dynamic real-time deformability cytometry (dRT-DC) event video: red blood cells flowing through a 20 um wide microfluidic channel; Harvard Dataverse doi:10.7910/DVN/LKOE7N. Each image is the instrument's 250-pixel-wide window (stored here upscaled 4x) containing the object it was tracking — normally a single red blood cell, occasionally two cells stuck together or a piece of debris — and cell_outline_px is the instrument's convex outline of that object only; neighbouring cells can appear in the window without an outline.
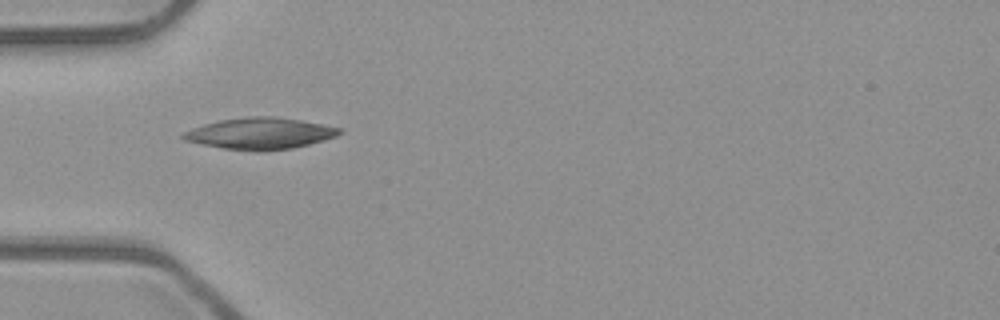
{"species": "common noctule bat (a hibernating species)", "species_latin": "Nyctalus noctula", "temperature_condition": "room temperature", "stored_images_in_passage": 8, "camera_frame_rate_fps": 3000, "um_per_image_px": 0.085, "animal": {"sex": "male", "body_mass_g": 23.1, "forearm_length_mm": 52.7}, "frame": {"image": 1, "passage_image": 5, "time_ms": 1.333, "image_size_px": [1000, 320], "cell_outline_px": [[340, 132], [336, 136], [324, 140], [292, 148], [256, 152], [220, 148], [200, 144], [184, 140], [180, 136], [184, 132], [192, 128], [204, 124], [220, 120], [248, 116], [276, 116], [300, 120], [340, 128]], "centroid_in_image_um": [22.05, 11.35], "position_along_channel_um": 63.0, "area_um2": 28.61}}
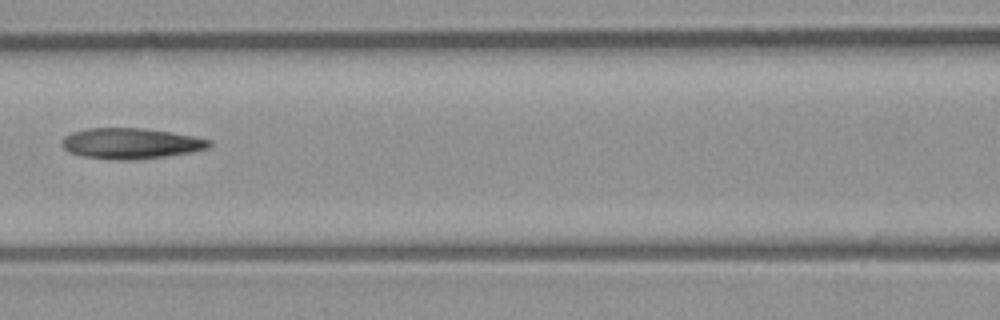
{"frame": {"image": 2, "passage_image": 7, "time_ms": 2.0, "image_size_px": [1000, 320], "cell_outline_px": [[212, 144], [208, 148], [188, 152], [164, 156], [132, 160], [120, 160], [80, 156], [68, 152], [60, 144], [60, 140], [64, 136], [72, 132], [88, 128], [144, 128], [192, 136], [212, 140]], "centroid_in_image_um": [11.05, 12.19], "position_along_channel_um": 155.5, "area_um2": 26.3}}
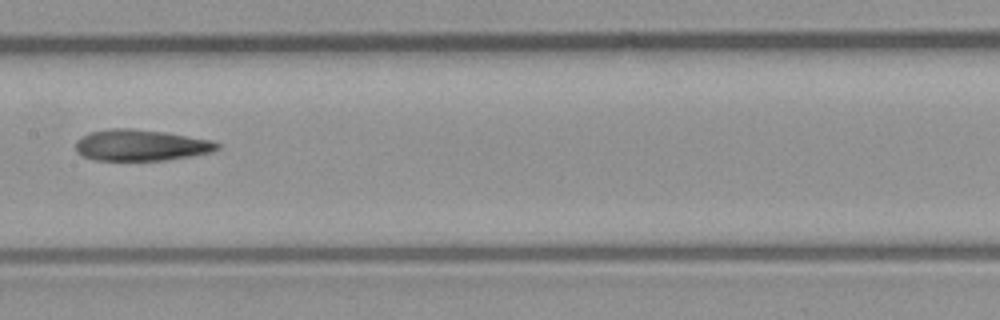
{"frame": {"image": 3, "passage_image": 8, "time_ms": 2.333, "image_size_px": [1000, 320], "cell_outline_px": [[220, 148], [212, 152], [164, 160], [96, 160], [84, 156], [76, 152], [76, 140], [80, 136], [88, 132], [112, 128], [128, 128], [164, 132], [212, 140], [220, 144]], "centroid_in_image_um": [11.95, 12.33], "position_along_channel_um": 195.4, "area_um2": 25.72}}